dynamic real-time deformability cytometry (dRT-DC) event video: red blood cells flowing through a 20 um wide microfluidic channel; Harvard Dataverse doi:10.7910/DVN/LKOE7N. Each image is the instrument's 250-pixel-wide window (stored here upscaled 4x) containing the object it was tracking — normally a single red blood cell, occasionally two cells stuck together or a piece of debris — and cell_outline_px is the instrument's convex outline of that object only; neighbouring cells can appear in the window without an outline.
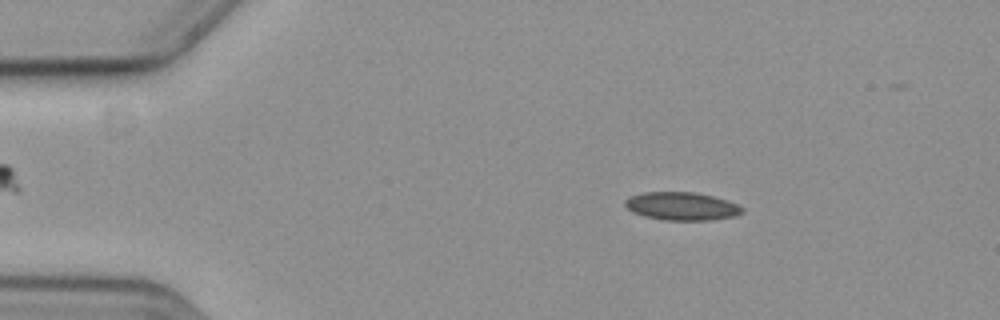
{"species": "common noctule bat (a hibernating species)", "species_latin": "Nyctalus noctula", "temperature_condition": "cold", "stored_images_in_passage": 18, "camera_frame_rate_fps": 3000, "um_per_image_px": 0.085, "animal": {"sex": "female", "body_mass_g": 19.3, "forearm_length_mm": 54.1}, "frame": {"image": 1, "passage_image": 9, "time_ms": 2.667, "image_size_px": [1000, 320], "cell_outline_px": [[744, 212], [732, 216], [708, 220], [664, 220], [644, 216], [632, 212], [624, 204], [624, 200], [632, 196], [644, 192], [692, 192], [712, 196], [736, 204], [744, 208]], "centroid_in_image_um": [57.91, 17.53], "position_along_channel_um": 27.1, "area_um2": 18.9}}